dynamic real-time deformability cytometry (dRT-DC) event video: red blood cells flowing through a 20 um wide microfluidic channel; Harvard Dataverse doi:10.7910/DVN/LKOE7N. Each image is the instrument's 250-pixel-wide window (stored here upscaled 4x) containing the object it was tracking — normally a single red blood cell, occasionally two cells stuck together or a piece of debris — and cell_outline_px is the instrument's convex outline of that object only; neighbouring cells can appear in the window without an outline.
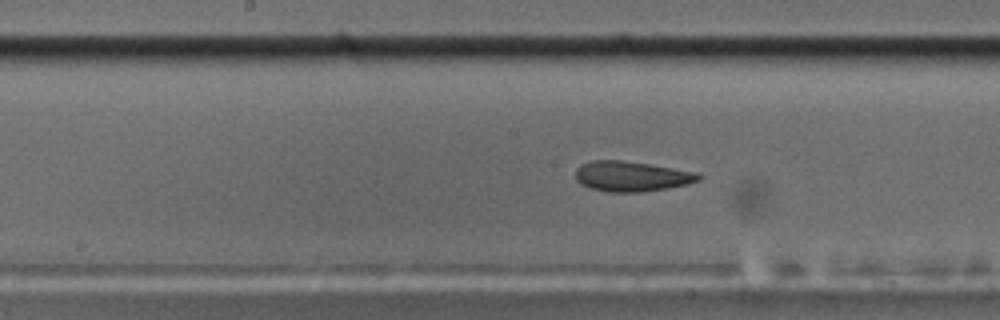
{"species": "common noctule bat (a hibernating species)", "species_latin": "Nyctalus noctula", "temperature_condition": "cold", "stored_images_in_passage": 55, "camera_frame_rate_fps": 3000, "um_per_image_px": 0.085, "animal": {"sex": "male", "body_mass_g": 17.5, "forearm_length_mm": 52.3}, "frame": {"image": 1, "passage_image": 28, "time_ms": 9.0, "image_size_px": [1000, 320], "cell_outline_px": [[704, 176], [700, 180], [688, 184], [668, 188], [640, 192], [608, 192], [592, 188], [580, 184], [576, 180], [576, 168], [580, 164], [592, 160], [620, 160], [648, 164], [700, 172]], "centroid_in_image_um": [53.71, 14.98], "position_along_channel_um": 194.5, "area_um2": 21.85}}
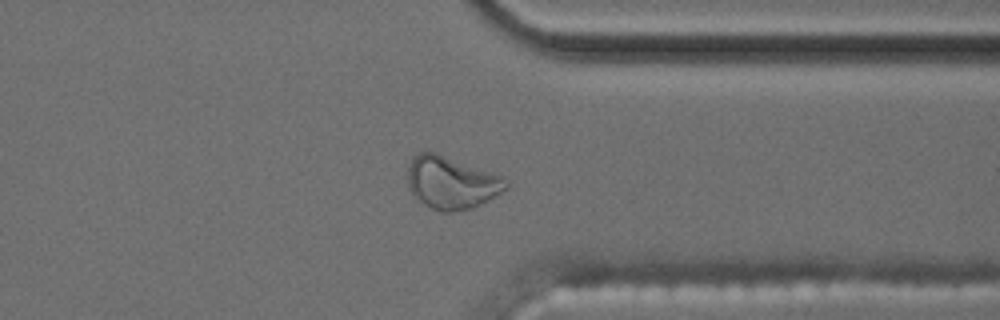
{"frame": {"image": 2, "passage_image": 43, "time_ms": 14.0, "image_size_px": [1000, 320], "cell_outline_px": [[508, 188], [480, 204], [472, 208], [448, 212], [444, 212], [432, 208], [424, 204], [412, 196], [408, 188], [408, 168], [412, 156], [420, 152], [436, 152], [504, 176], [508, 180]], "centroid_in_image_um": [38.36, 15.51], "position_along_channel_um": 373.0, "area_um2": 30.23}}
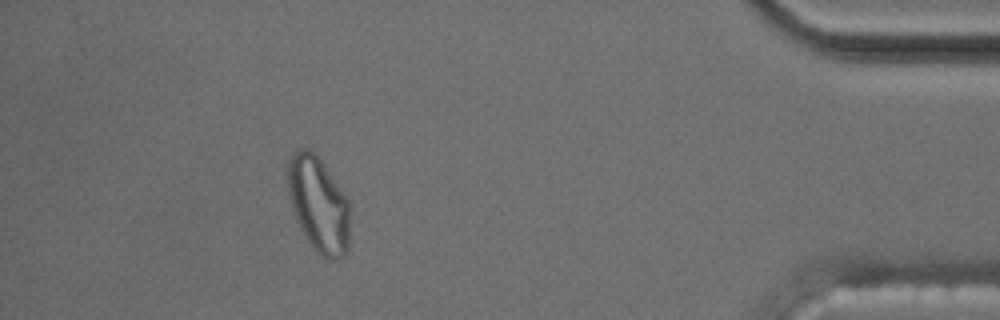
{"frame": {"image": 3, "passage_image": 50, "time_ms": 16.333, "image_size_px": [1000, 320], "cell_outline_px": [[348, 252], [344, 256], [336, 260], [332, 260], [316, 252], [300, 228], [296, 220], [288, 196], [288, 160], [296, 148], [308, 148], [324, 164], [348, 200]], "centroid_in_image_um": [27.05, 17.37], "position_along_channel_um": 408.2, "area_um2": 34.28}, "authors_computed_cell_mechanics": {"area_um2": 21.964, "velocity_mm_per_s": 3.6085, "shape_relaxation_time_tau1_ms": null, "shape_relaxation_time_tau2_ms": 2.6983, "deformation_change_tau1": null, "deformation_change_tau2": 0.0961}}